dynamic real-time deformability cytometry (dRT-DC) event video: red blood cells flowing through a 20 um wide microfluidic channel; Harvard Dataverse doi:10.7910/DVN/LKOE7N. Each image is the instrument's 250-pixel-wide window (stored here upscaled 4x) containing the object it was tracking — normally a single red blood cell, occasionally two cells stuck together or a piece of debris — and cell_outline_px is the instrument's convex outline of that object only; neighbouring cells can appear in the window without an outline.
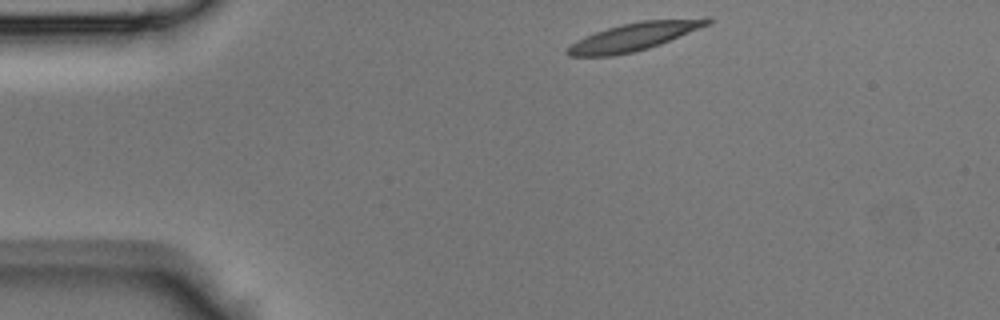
{"species": "Egyptian fruit bat (a non-hibernating species)", "species_latin": "Rousettus aegyptiacus", "temperature_condition": "room temperature", "stored_images_in_passage": 37, "camera_frame_rate_fps": 3000, "um_per_image_px": 0.085, "animal": {"sex": "male"}, "frame": {"image": 1, "passage_image": 1, "time_ms": 0.0, "image_size_px": [1000, 320], "cell_outline_px": [[712, 20], [708, 24], [660, 44], [648, 48], [632, 52], [612, 56], [568, 56], [564, 52], [576, 40], [584, 36], [620, 24], [640, 20], [708, 16]], "centroid_in_image_um": [53.91, 3.09], "position_along_channel_um": 31.1, "area_um2": 22.83}}
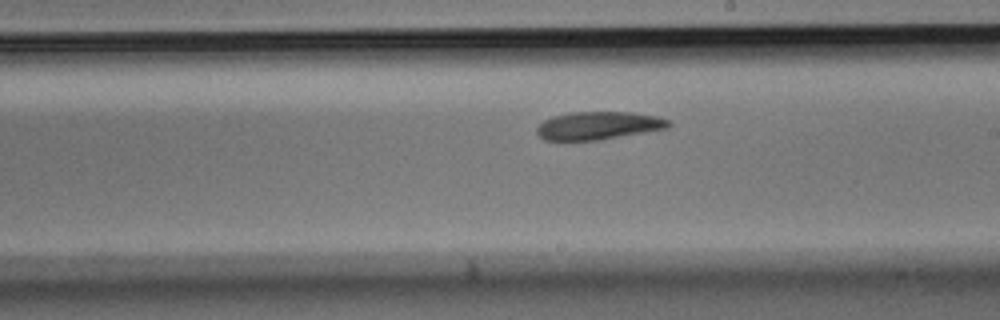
{"frame": {"image": 2, "passage_image": 18, "time_ms": 5.667, "image_size_px": [1000, 320], "cell_outline_px": [[672, 124], [668, 128], [600, 140], [544, 140], [536, 132], [536, 128], [544, 120], [552, 116], [572, 112], [632, 112], [656, 116], [668, 120]], "centroid_in_image_um": [50.86, 10.67], "position_along_channel_um": 238.1, "area_um2": 21.44}}
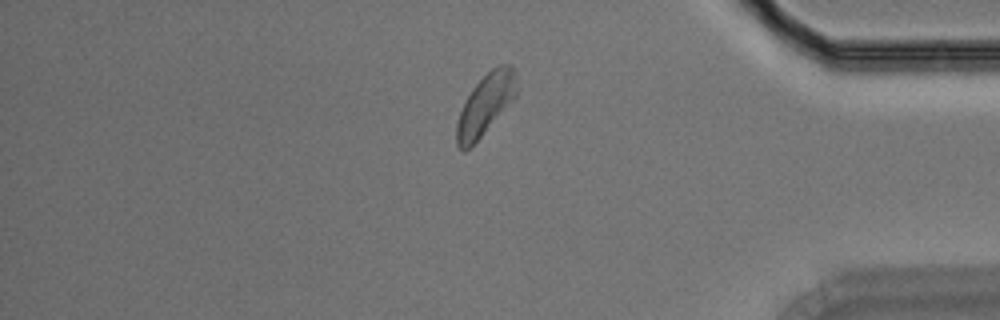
{"frame": {"image": 3, "passage_image": 30, "time_ms": 9.667, "image_size_px": [1000, 320], "cell_outline_px": [[516, 96], [480, 136], [464, 152], [456, 144], [456, 124], [460, 112], [472, 88], [496, 64], [512, 64], [516, 76]], "centroid_in_image_um": [41.27, 8.83], "position_along_channel_um": 393.9, "area_um2": 20.69}}